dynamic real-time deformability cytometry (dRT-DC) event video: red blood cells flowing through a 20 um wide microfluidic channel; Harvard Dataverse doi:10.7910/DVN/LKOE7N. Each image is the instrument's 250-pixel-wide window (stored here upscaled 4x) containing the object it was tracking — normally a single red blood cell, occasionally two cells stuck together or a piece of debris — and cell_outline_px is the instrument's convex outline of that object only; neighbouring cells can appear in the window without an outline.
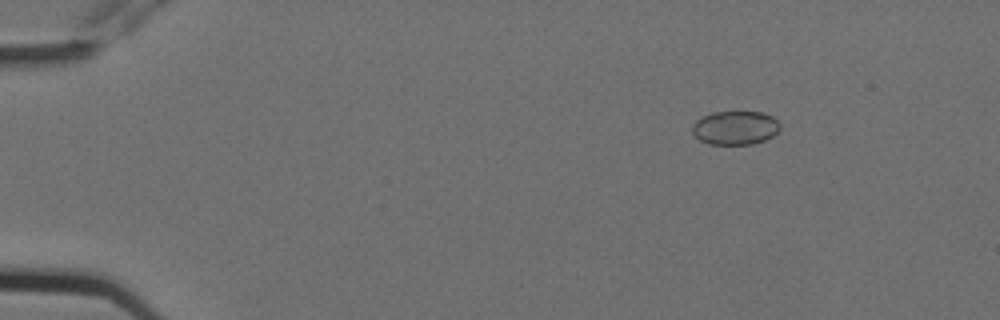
{"species": "Egyptian fruit bat (a non-hibernating species)", "species_latin": "Rousettus aegyptiacus", "temperature_condition": "cold", "stored_images_in_passage": 6, "camera_frame_rate_fps": 3000, "um_per_image_px": 0.085, "animal": {"sex": "female"}, "frame": {"image": 1, "passage_image": 3, "time_ms": 0.667, "image_size_px": [1000, 320], "cell_outline_px": [[780, 128], [772, 136], [764, 140], [752, 144], [708, 144], [700, 140], [692, 132], [692, 124], [696, 120], [712, 112], [764, 112], [772, 116], [780, 124]], "centroid_in_image_um": [62.48, 10.86], "position_along_channel_um": 22.5, "area_um2": 17.22}}
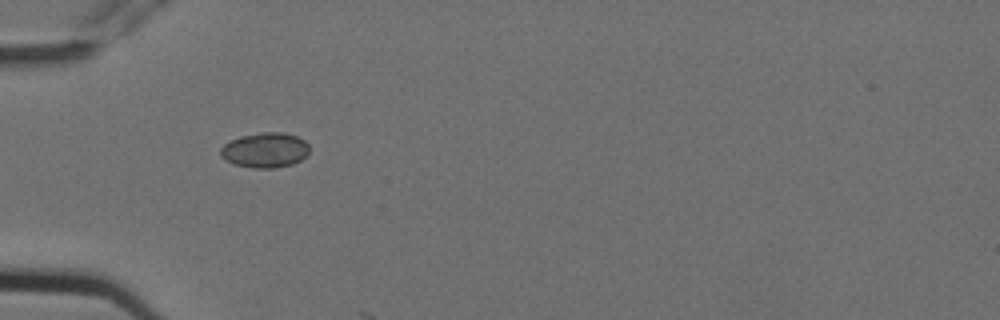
{"frame": {"image": 2, "passage_image": 6, "time_ms": 1.667, "image_size_px": [1000, 320], "cell_outline_px": [[308, 152], [300, 160], [292, 164], [272, 168], [252, 168], [236, 164], [220, 156], [220, 148], [224, 144], [240, 136], [260, 132], [284, 132], [296, 136], [304, 140], [308, 144]], "centroid_in_image_um": [22.52, 12.75], "position_along_channel_um": 62.5, "area_um2": 17.98}}